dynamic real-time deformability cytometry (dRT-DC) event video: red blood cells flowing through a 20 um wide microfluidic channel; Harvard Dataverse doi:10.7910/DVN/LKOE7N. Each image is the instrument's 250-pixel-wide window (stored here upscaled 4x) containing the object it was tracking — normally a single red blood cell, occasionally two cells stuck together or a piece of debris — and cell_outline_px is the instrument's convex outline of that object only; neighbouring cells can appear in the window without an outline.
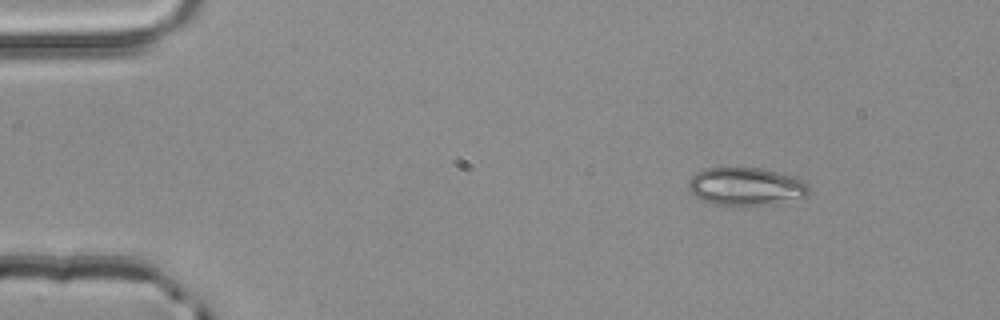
{"species": "common noctule bat (a hibernating species)", "species_latin": "Nyctalus noctula", "temperature_condition": "room temperature", "stored_images_in_passage": 3, "camera_frame_rate_fps": 3000, "um_per_image_px": 0.085, "animal": {"sex": "male", "body_mass_g": 20.4}, "frame": {"image": 1, "passage_image": 1, "time_ms": 0.0, "image_size_px": [1000, 320], "cell_outline_px": [[808, 196], [776, 204], [744, 208], [712, 204], [696, 196], [688, 188], [688, 180], [696, 172], [704, 168], [760, 168], [796, 176], [804, 180], [808, 184]], "centroid_in_image_um": [63.43, 15.89], "position_along_channel_um": 21.6, "area_um2": 27.46}}